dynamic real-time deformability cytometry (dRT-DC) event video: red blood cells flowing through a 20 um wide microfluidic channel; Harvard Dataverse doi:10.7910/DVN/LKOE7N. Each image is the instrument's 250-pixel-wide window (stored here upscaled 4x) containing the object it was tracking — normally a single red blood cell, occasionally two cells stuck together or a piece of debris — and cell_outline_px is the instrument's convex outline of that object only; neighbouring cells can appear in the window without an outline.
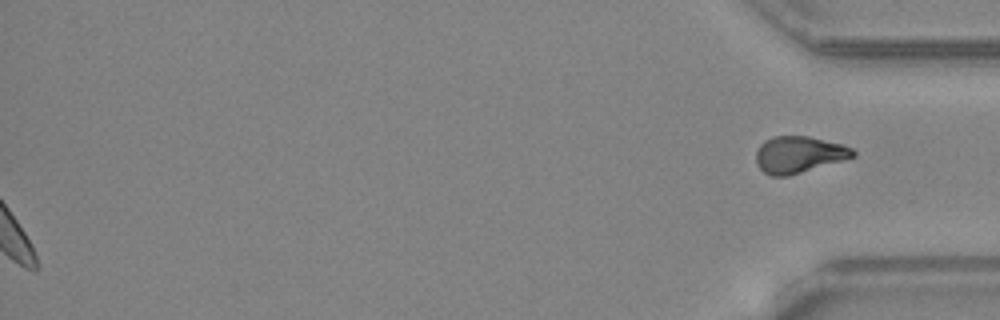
{"species": "common noctule bat (a hibernating species)", "species_latin": "Nyctalus noctula", "temperature_condition": "warm", "stored_images_in_passage": 49, "segment_of_instrument_passage": [2, 2], "camera_frame_rate_fps": 3000, "um_per_image_px": 0.085, "animal": {"sex": "female", "body_mass_g": 24.6, "forearm_length_mm": 56.2}, "frame": {"image": 1, "passage_image": 49, "time_ms": 16.0, "image_size_px": [1000, 320], "cell_outline_px": [[856, 156], [844, 160], [788, 176], [772, 176], [764, 172], [756, 164], [756, 152], [760, 144], [764, 140], [772, 136], [808, 136], [844, 144], [852, 148], [856, 152]], "centroid_in_image_um": [67.91, 13.13], "position_along_channel_um": 367.3, "area_um2": 20.87}}